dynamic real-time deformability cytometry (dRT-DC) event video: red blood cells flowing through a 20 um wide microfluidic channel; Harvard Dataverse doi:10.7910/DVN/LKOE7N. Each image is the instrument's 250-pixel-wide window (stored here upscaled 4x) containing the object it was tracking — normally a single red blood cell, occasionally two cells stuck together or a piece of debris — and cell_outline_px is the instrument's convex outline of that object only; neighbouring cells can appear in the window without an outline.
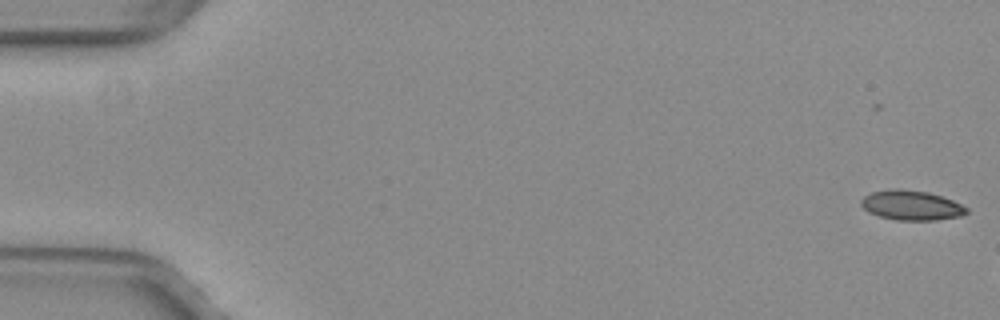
{"species": "common noctule bat (a hibernating species)", "species_latin": "Nyctalus noctula", "temperature_condition": "warm", "stored_images_in_passage": 17, "camera_frame_rate_fps": 3000, "um_per_image_px": 0.085, "animal": {"sex": "female", "body_mass_g": 29.2, "forearm_length_mm": 56.3}, "frame": {"image": 1, "passage_image": 1, "time_ms": 0.0, "image_size_px": [1000, 320], "cell_outline_px": [[968, 212], [960, 216], [936, 220], [896, 220], [880, 216], [868, 212], [860, 204], [860, 200], [864, 196], [872, 192], [896, 188], [928, 192], [952, 200], [968, 208]], "centroid_in_image_um": [77.45, 17.45], "position_along_channel_um": 7.6, "area_um2": 18.15}}